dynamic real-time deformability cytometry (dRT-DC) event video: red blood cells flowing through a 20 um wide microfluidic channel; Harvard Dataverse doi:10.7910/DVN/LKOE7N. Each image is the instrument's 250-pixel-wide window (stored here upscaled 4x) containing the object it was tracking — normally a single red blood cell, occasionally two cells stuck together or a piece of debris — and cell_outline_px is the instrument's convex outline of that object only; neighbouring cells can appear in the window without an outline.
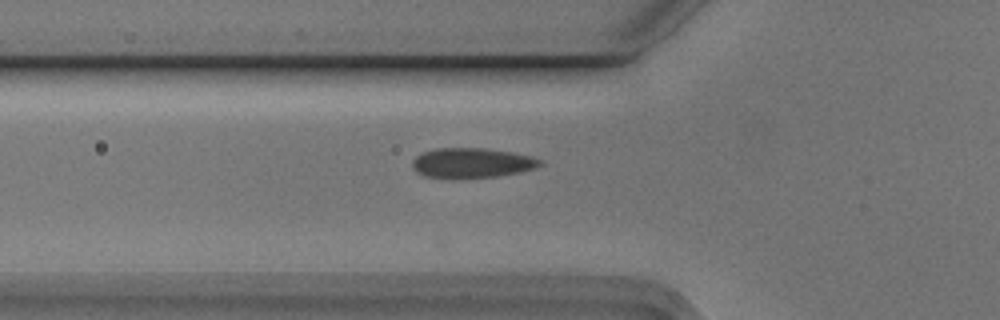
{"species": "Egyptian fruit bat (a non-hibernating species)", "species_latin": "Rousettus aegyptiacus", "temperature_condition": "cold", "stored_images_in_passage": 3, "camera_frame_rate_fps": 3000, "um_per_image_px": 0.085, "animal": {"sex": "male"}, "frame": {"image": 1, "passage_image": 3, "time_ms": 0.667, "image_size_px": [1000, 320], "cell_outline_px": [[544, 164], [520, 172], [496, 176], [424, 176], [416, 172], [412, 168], [412, 160], [416, 156], [424, 152], [436, 148], [484, 148], [512, 152], [532, 156], [544, 160]], "centroid_in_image_um": [40.14, 13.81], "position_along_channel_um": 85.7, "area_um2": 21.73}}